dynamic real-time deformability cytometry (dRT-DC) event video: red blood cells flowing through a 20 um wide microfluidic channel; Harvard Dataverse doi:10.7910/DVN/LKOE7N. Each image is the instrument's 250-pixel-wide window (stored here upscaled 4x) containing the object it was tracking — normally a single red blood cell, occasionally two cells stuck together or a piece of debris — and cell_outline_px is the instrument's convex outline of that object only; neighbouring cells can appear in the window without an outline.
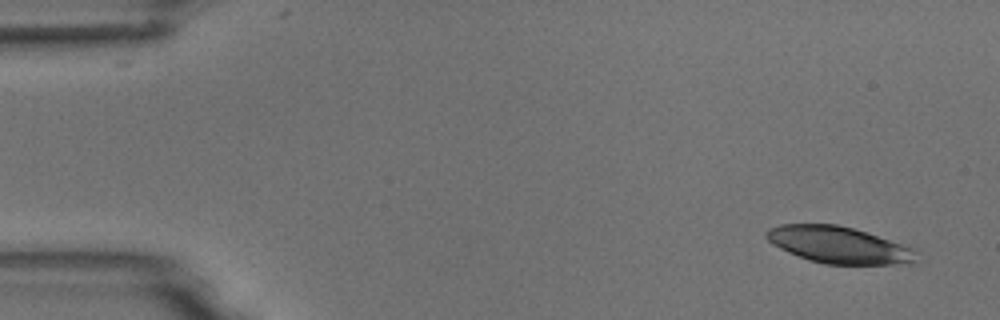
{"species": "common noctule bat (a hibernating species)", "species_latin": "Nyctalus noctula", "temperature_condition": "room temperature", "stored_images_in_passage": 14, "camera_frame_rate_fps": 3000, "um_per_image_px": 0.085, "animal": {"sex": "male", "body_mass_g": 18.8}, "frame": {"image": 1, "passage_image": 1, "time_ms": 0.0, "image_size_px": [1000, 320], "cell_outline_px": [[920, 264], [824, 264], [808, 260], [788, 252], [772, 244], [764, 236], [764, 232], [768, 228], [780, 224], [836, 224], [868, 232], [920, 248]], "centroid_in_image_um": [71.44, 20.83], "position_along_channel_um": 13.6, "area_um2": 33.18}}